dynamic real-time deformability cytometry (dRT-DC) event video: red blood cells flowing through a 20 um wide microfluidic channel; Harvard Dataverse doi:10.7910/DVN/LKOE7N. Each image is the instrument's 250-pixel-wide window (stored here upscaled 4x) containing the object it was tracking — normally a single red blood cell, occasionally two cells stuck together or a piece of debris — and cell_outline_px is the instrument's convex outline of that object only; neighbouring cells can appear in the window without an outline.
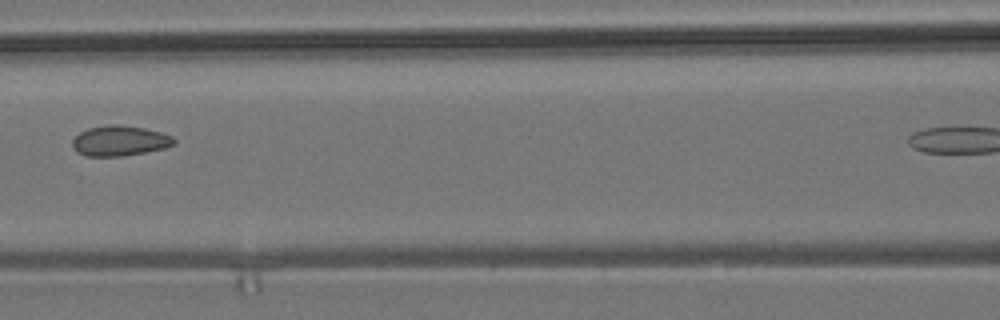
{"species": "common noctule bat (a hibernating species)", "species_latin": "Nyctalus noctula", "temperature_condition": "room temperature", "stored_images_in_passage": 7, "segment_of_instrument_passage": [1, 2], "camera_frame_rate_fps": 3000, "um_per_image_px": 0.085, "animal": {"sex": "male", "body_mass_g": 19.2, "forearm_length_mm": 51.8}, "frame": {"image": 1, "passage_image": 5, "time_ms": 4.667, "image_size_px": [1000, 320], "cell_outline_px": [[176, 144], [164, 148], [124, 156], [84, 156], [76, 152], [72, 144], [72, 140], [80, 132], [88, 128], [108, 124], [116, 124], [144, 128], [160, 132], [172, 136], [176, 140]], "centroid_in_image_um": [10.16, 11.97], "position_along_channel_um": 156.4, "area_um2": 17.98}}
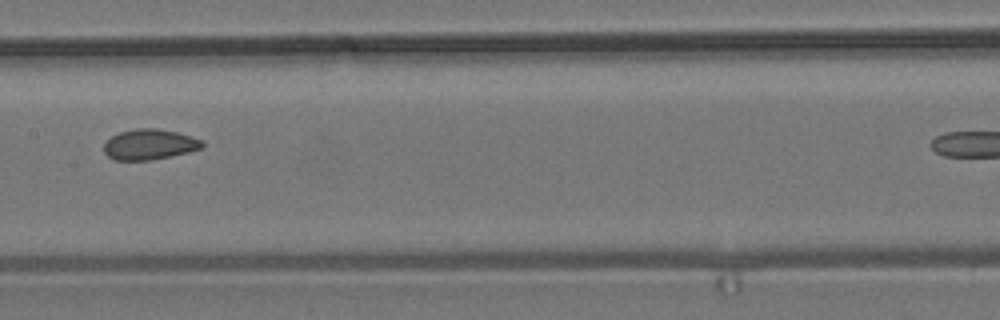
{"frame": {"image": 2, "passage_image": 6, "time_ms": 5.667, "image_size_px": [1000, 320], "cell_outline_px": [[204, 148], [188, 152], [152, 160], [116, 160], [108, 156], [104, 152], [104, 144], [112, 136], [120, 132], [136, 128], [156, 128], [176, 132], [192, 136], [204, 140]], "centroid_in_image_um": [12.75, 12.27], "position_along_channel_um": 194.7, "area_um2": 17.51}}